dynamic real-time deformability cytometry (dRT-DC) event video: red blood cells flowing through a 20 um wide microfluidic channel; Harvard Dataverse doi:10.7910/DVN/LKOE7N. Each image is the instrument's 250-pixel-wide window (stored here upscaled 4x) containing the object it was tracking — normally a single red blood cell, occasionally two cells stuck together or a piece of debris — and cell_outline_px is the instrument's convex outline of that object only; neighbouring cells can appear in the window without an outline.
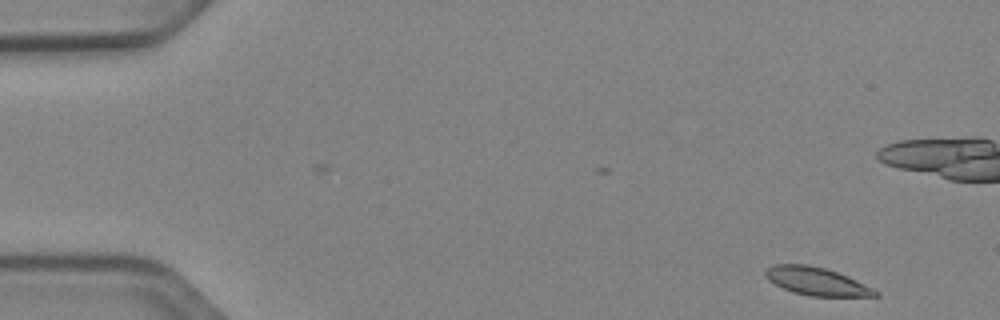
{"species": "Egyptian fruit bat (a non-hibernating species)", "species_latin": "Rousettus aegyptiacus", "temperature_condition": "cold", "stored_images_in_passage": 40, "camera_frame_rate_fps": 3000, "um_per_image_px": 0.085, "animal": {"sex": "female"}, "frame": {"image": 1, "passage_image": 1, "time_ms": 0.0, "image_size_px": [1000, 320], "cell_outline_px": [[880, 296], [808, 296], [792, 292], [768, 280], [764, 276], [764, 272], [768, 268], [776, 264], [808, 264], [824, 268], [848, 276], [880, 292]], "centroid_in_image_um": [69.4, 23.91], "position_along_channel_um": 15.6, "area_um2": 17.8}}
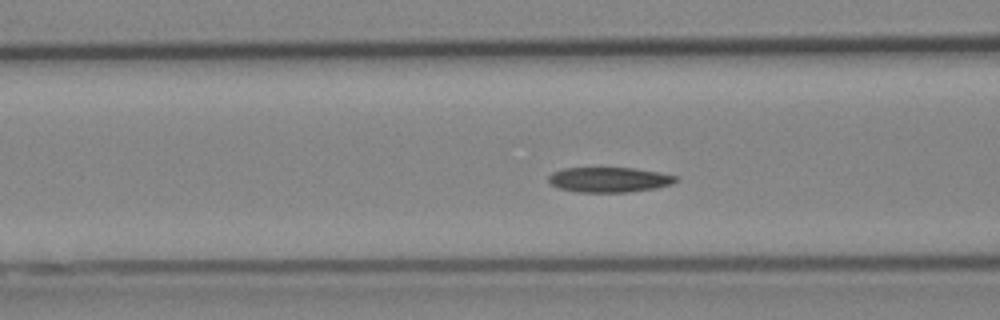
{"frame": {"image": 2, "passage_image": 18, "time_ms": 5.667, "image_size_px": [1000, 320], "cell_outline_px": [[680, 180], [672, 184], [656, 188], [628, 192], [576, 192], [560, 188], [552, 184], [548, 180], [548, 176], [552, 172], [564, 168], [636, 168], [660, 172], [676, 176]], "centroid_in_image_um": [51.81, 15.27], "position_along_channel_um": 114.8, "area_um2": 18.67}}
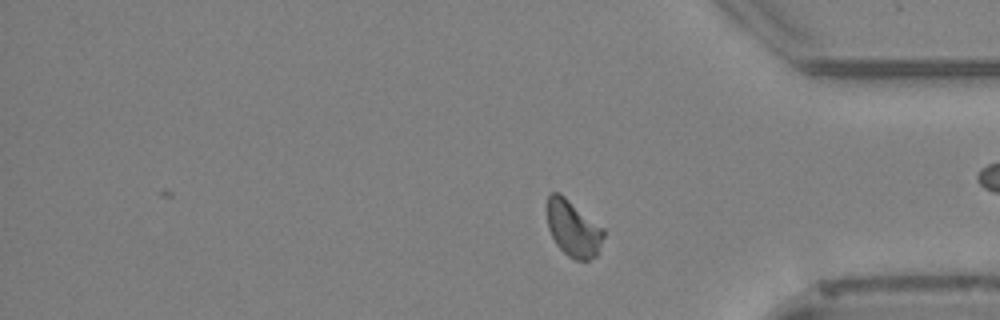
{"frame": {"image": 3, "passage_image": 40, "time_ms": 13.0, "image_size_px": [1000, 320], "cell_outline_px": [[604, 236], [596, 256], [588, 260], [576, 260], [568, 256], [556, 244], [548, 228], [548, 196], [552, 192], [560, 192], [604, 228]], "centroid_in_image_um": [48.73, 19.42], "position_along_channel_um": 386.5, "area_um2": 18.44}, "authors_computed_cell_mechanics": {"area_um2": 18.6694, "velocity_mm_per_s": 3.8687, "shape_relaxation_time_tau1_ms": 5.2752, "shape_relaxation_time_tau2_ms": null, "deformation_change_tau1": 0.1321, "deformation_change_tau2": null}}